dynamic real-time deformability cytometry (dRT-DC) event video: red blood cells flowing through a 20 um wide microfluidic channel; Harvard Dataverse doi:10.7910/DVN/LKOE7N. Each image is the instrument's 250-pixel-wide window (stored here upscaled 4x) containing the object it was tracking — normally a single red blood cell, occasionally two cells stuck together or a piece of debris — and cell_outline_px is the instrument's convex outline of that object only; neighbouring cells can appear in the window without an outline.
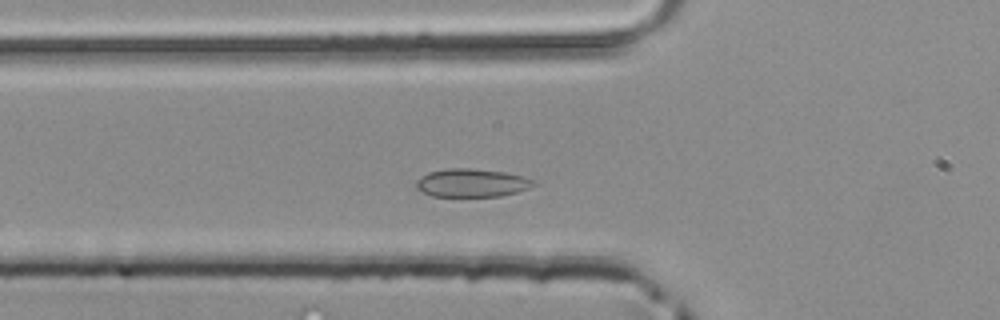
{"species": "common noctule bat (a hibernating species)", "species_latin": "Nyctalus noctula", "temperature_condition": "room temperature", "stored_images_in_passage": 41, "camera_frame_rate_fps": 3000, "um_per_image_px": 0.085, "animal": {"sex": "male", "body_mass_g": 20.4}, "frame": {"image": 1, "passage_image": 10, "time_ms": 3.0, "image_size_px": [1000, 320], "cell_outline_px": [[540, 184], [532, 188], [500, 196], [432, 196], [416, 188], [416, 180], [420, 176], [428, 172], [448, 168], [468, 168], [504, 172], [524, 176], [536, 180]], "centroid_in_image_um": [40.16, 15.54], "position_along_channel_um": 85.6, "area_um2": 19.54}}
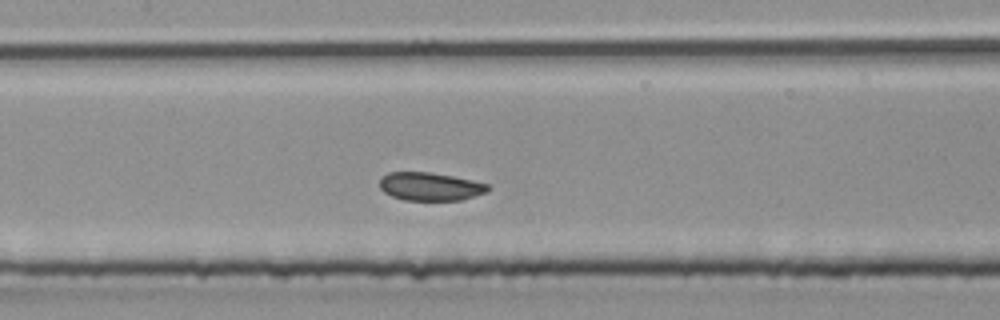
{"frame": {"image": 2, "passage_image": 16, "time_ms": 5.0, "image_size_px": [1000, 320], "cell_outline_px": [[492, 188], [488, 192], [476, 196], [460, 200], [404, 200], [392, 196], [384, 192], [380, 188], [380, 180], [388, 172], [428, 172], [452, 176], [472, 180], [488, 184]], "centroid_in_image_um": [36.6, 15.86], "position_along_channel_um": 170.8, "area_um2": 17.8}}
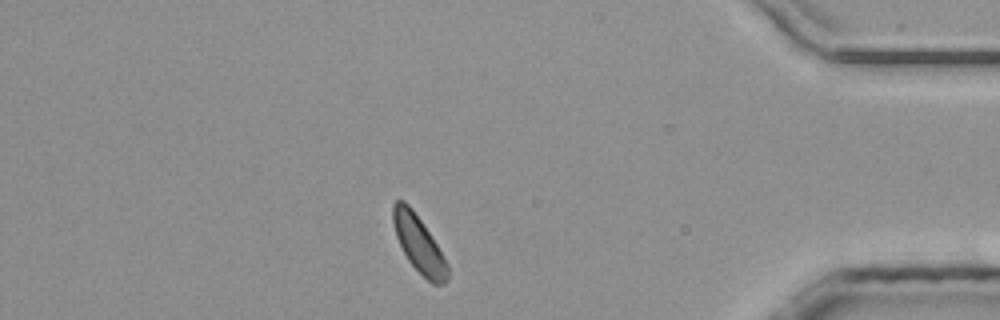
{"frame": {"image": 3, "passage_image": 35, "time_ms": 11.333, "image_size_px": [1000, 320], "cell_outline_px": [[448, 280], [444, 284], [432, 284], [408, 260], [396, 236], [392, 220], [392, 204], [396, 200], [404, 200], [412, 208], [436, 244], [448, 264]], "centroid_in_image_um": [35.58, 20.73], "position_along_channel_um": 399.6, "area_um2": 17.63}}